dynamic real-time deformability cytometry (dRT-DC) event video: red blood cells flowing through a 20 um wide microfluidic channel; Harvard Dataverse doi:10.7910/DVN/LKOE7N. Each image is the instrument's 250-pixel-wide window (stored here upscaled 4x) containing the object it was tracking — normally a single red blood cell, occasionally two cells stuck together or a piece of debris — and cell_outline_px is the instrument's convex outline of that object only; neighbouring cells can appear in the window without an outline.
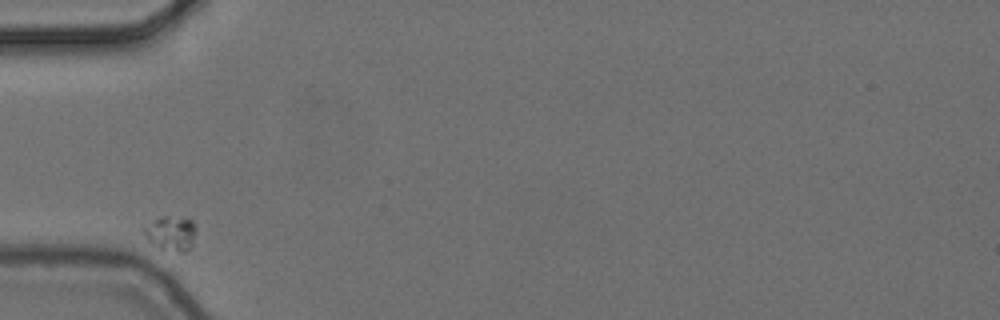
{"species": "common noctule bat (a hibernating species)", "species_latin": "Nyctalus noctula", "temperature_condition": "cold", "stored_images_in_passage": 2, "camera_frame_rate_fps": 3000, "um_per_image_px": 0.085, "animal": {"sex": "female", "body_mass_g": 24.6, "forearm_length_mm": 56.2}, "frame": {"image": 1, "passage_image": 1, "time_ms": 0.0, "image_size_px": [1000, 320], "cell_outline_px": [[196, 232], [192, 248], [184, 252], [160, 252], [144, 236], [140, 228], [160, 216], [168, 216], [192, 220], [196, 224]], "centroid_in_image_um": [14.5, 19.88], "position_along_channel_um": 70.5, "area_um2": 11.21}}